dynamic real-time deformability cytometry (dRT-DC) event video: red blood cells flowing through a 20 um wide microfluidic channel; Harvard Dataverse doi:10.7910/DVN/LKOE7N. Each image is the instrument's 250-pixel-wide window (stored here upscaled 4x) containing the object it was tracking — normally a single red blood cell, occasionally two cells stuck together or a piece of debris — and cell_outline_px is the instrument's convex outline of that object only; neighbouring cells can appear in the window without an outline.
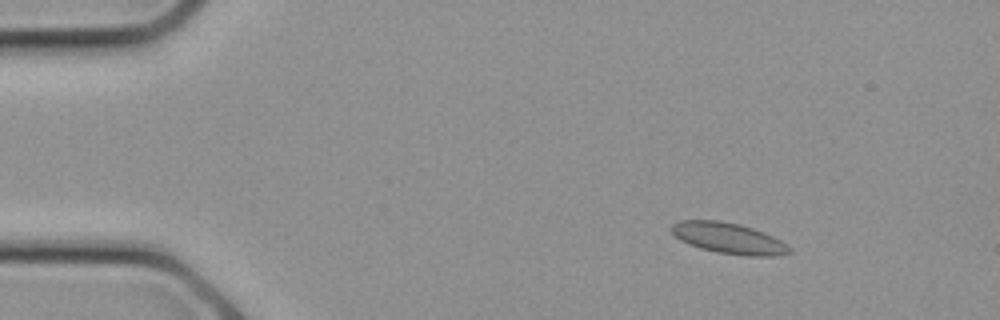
{"species": "common noctule bat (a hibernating species)", "species_latin": "Nyctalus noctula", "temperature_condition": "cold", "stored_images_in_passage": 10, "camera_frame_rate_fps": 3000, "um_per_image_px": 0.085, "animal": {"sex": "female", "body_mass_g": 21.9}, "frame": {"image": 1, "passage_image": 4, "time_ms": 1.0, "image_size_px": [1000, 320], "cell_outline_px": [[792, 252], [776, 256], [748, 256], [716, 252], [700, 248], [688, 244], [680, 240], [668, 228], [672, 224], [680, 220], [720, 220], [740, 224], [764, 232], [788, 244], [792, 248]], "centroid_in_image_um": [61.93, 20.25], "position_along_channel_um": 23.1, "area_um2": 21.44}}
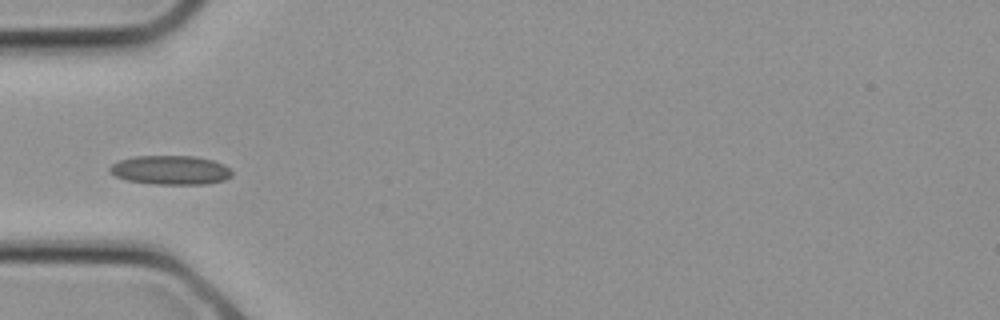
{"frame": {"image": 2, "passage_image": 9, "time_ms": 2.667, "image_size_px": [1000, 320], "cell_outline_px": [[232, 176], [224, 180], [208, 184], [156, 184], [128, 180], [116, 176], [108, 172], [108, 168], [112, 164], [120, 160], [132, 156], [196, 156], [212, 160], [224, 164], [232, 172]], "centroid_in_image_um": [14.49, 14.45], "position_along_channel_um": 70.5, "area_um2": 20.75}}